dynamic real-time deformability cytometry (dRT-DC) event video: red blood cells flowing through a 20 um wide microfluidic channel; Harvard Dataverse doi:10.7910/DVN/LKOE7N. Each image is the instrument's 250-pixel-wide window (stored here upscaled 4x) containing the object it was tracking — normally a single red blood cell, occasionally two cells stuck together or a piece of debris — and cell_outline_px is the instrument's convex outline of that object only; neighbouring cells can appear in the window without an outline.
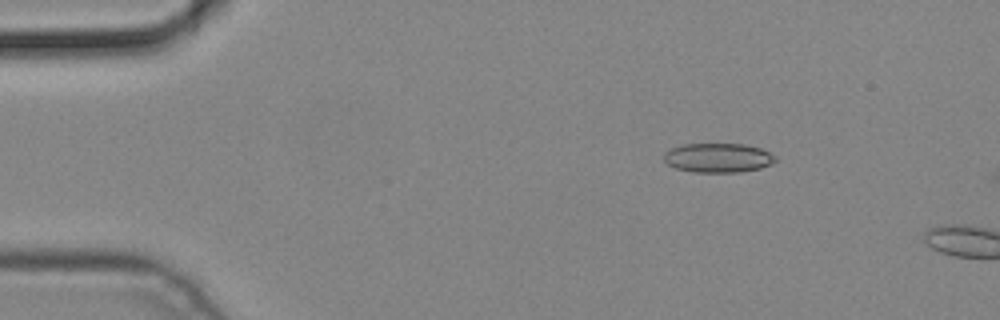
{"species": "common noctule bat (a hibernating species)", "species_latin": "Nyctalus noctula", "temperature_condition": "cold", "stored_images_in_passage": 2, "camera_frame_rate_fps": 3000, "um_per_image_px": 0.085, "animal": {"sex": "male", "body_mass_g": 19.2, "forearm_length_mm": 51.8}, "frame": {"image": 1, "passage_image": 1, "time_ms": 0.0, "image_size_px": [1000, 320], "cell_outline_px": [[776, 160], [772, 164], [760, 168], [740, 172], [692, 172], [676, 168], [668, 164], [664, 160], [664, 152], [672, 148], [684, 144], [744, 144], [760, 148], [776, 156]], "centroid_in_image_um": [61.04, 13.42], "position_along_channel_um": 24.0, "area_um2": 19.02}}